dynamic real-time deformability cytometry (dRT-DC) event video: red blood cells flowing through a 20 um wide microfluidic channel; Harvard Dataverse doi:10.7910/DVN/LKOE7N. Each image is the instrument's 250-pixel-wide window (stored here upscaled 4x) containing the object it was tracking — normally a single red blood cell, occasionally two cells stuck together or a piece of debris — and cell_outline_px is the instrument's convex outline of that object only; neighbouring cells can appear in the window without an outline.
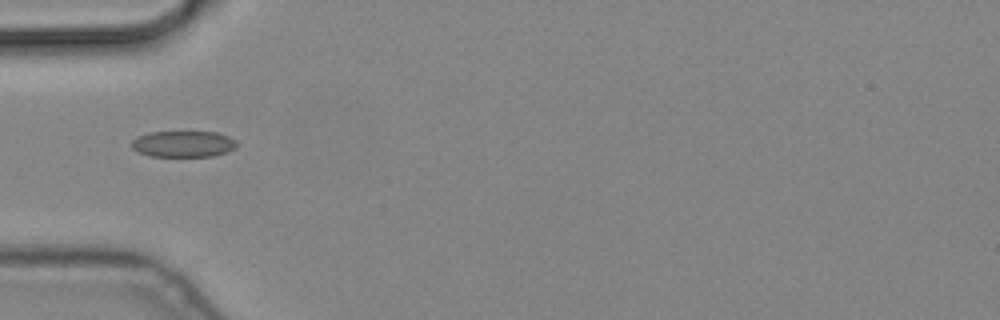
{"species": "common noctule bat (a hibernating species)", "species_latin": "Nyctalus noctula", "temperature_condition": "cold", "stored_images_in_passage": 5, "camera_frame_rate_fps": 3000, "um_per_image_px": 0.085, "animal": {"sex": "male", "body_mass_g": 19.2, "forearm_length_mm": 51.8}, "frame": {"image": 1, "passage_image": 1, "time_ms": 0.0, "image_size_px": [1000, 320], "cell_outline_px": [[236, 148], [228, 152], [212, 156], [148, 156], [136, 152], [128, 144], [136, 136], [148, 132], [216, 132], [228, 136], [236, 140]], "centroid_in_image_um": [15.52, 12.24], "position_along_channel_um": 69.5, "area_um2": 16.36}}
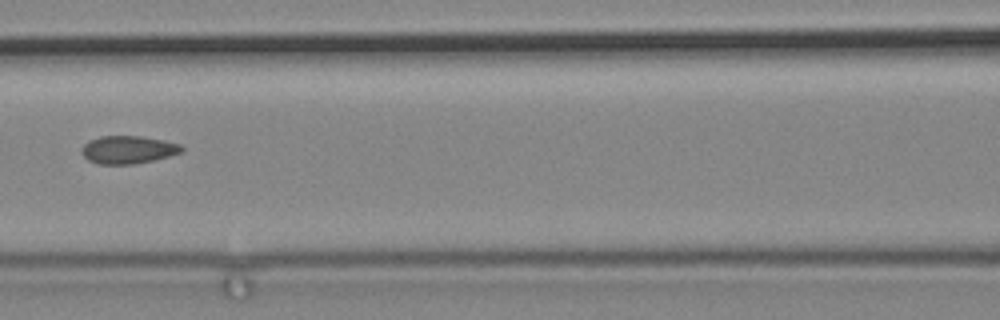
{"frame": {"image": 2, "passage_image": 3, "time_ms": 0.667, "image_size_px": [1000, 320], "cell_outline_px": [[184, 152], [152, 160], [132, 164], [100, 164], [88, 160], [80, 152], [84, 144], [88, 140], [100, 136], [140, 136], [164, 140], [180, 144], [184, 148]], "centroid_in_image_um": [10.88, 12.71], "position_along_channel_um": 155.7, "area_um2": 16.24}}
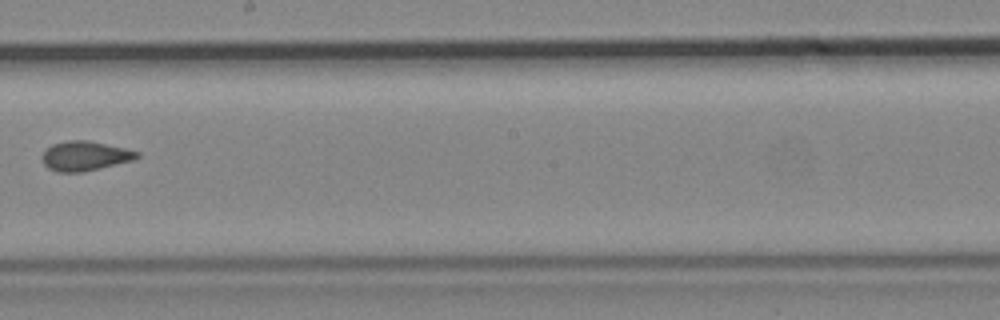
{"frame": {"image": 3, "passage_image": 5, "time_ms": 1.333, "image_size_px": [1000, 320], "cell_outline_px": [[140, 156], [132, 160], [84, 172], [56, 172], [48, 168], [44, 164], [40, 156], [52, 144], [68, 140], [88, 140], [124, 148], [140, 152]], "centroid_in_image_um": [7.19, 13.26], "position_along_channel_um": 241.0, "area_um2": 16.3}}